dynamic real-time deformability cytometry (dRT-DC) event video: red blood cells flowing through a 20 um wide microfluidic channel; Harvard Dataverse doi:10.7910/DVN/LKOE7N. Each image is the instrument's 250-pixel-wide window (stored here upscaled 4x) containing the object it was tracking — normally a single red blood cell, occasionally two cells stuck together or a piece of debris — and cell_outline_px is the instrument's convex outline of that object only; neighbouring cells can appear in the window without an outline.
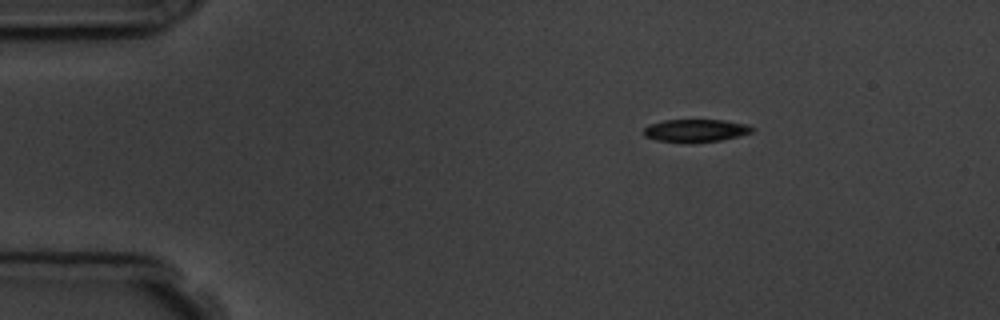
{"species": "common noctule bat (a hibernating species)", "species_latin": "Nyctalus noctula", "temperature_condition": "room temperature", "stored_images_in_passage": 3, "camera_frame_rate_fps": 3000, "um_per_image_px": 0.085, "animal": {"sex": "male", "body_mass_g": 19.5, "forearm_length_mm": 54.6}, "frame": {"image": 1, "passage_image": 1, "time_ms": 0.0, "image_size_px": [1000, 320], "cell_outline_px": [[756, 128], [752, 132], [720, 140], [692, 144], [688, 144], [656, 140], [644, 136], [644, 128], [648, 124], [664, 120], [724, 120], [748, 124]], "centroid_in_image_um": [59.11, 11.11], "position_along_channel_um": 25.9, "area_um2": 14.68}}